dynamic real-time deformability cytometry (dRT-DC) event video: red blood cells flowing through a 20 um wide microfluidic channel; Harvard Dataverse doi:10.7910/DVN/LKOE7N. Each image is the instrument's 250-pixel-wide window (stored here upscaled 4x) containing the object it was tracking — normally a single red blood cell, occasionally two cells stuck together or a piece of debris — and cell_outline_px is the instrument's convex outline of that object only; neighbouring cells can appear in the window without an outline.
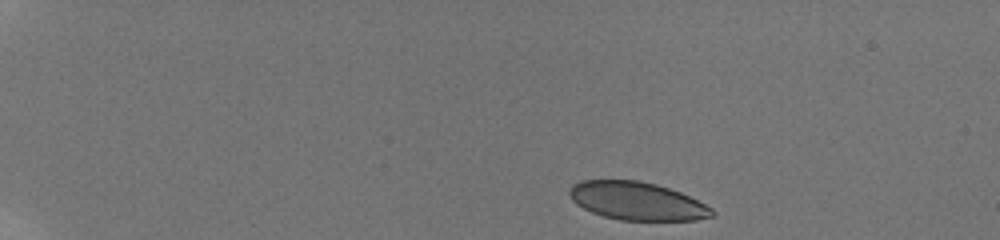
{"species": "human", "species_latin": "Homo sapiens", "temperature_condition": "room temperature", "stored_images_in_passage": 31, "camera_frame_rate_fps": 3000, "um_per_image_px": 0.085, "donor": {"sex": "male"}, "frame": {"image": 1, "passage_image": 1, "time_ms": 0.0, "image_size_px": [1000, 240], "cell_outline_px": [[716, 212], [712, 216], [696, 220], [620, 220], [604, 216], [592, 212], [576, 204], [572, 200], [568, 192], [568, 188], [572, 184], [580, 180], [636, 180], [656, 184], [680, 192], [712, 208]], "centroid_in_image_um": [54.11, 17.08], "position_along_channel_um": 30.9, "area_um2": 31.56}}
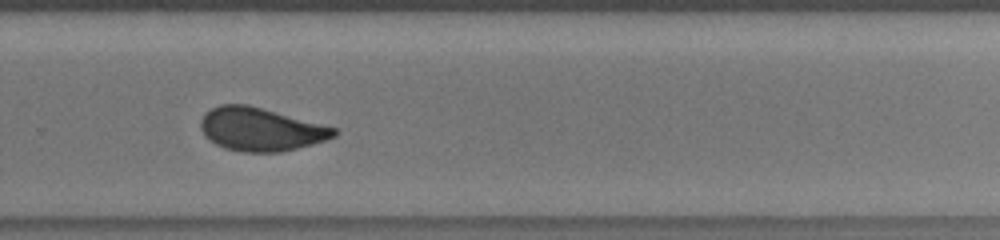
{"frame": {"image": 2, "passage_image": 22, "time_ms": 10.333, "image_size_px": [1000, 240], "cell_outline_px": [[336, 136], [312, 144], [280, 152], [240, 152], [224, 148], [216, 144], [204, 136], [200, 128], [200, 120], [204, 112], [220, 104], [248, 104], [336, 128]], "centroid_in_image_um": [22.1, 10.99], "position_along_channel_um": 307.7, "area_um2": 33.52}}
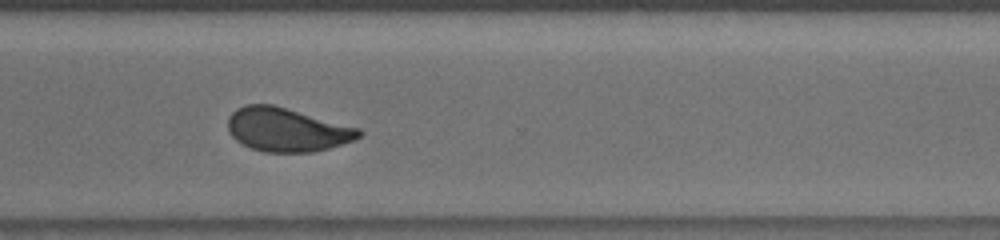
{"frame": {"image": 3, "passage_image": 24, "time_ms": 11.333, "image_size_px": [1000, 240], "cell_outline_px": [[364, 132], [356, 140], [328, 148], [312, 152], [264, 152], [240, 144], [228, 132], [228, 116], [236, 108], [244, 104], [272, 104], [360, 128]], "centroid_in_image_um": [24.37, 11.02], "position_along_channel_um": 346.2, "area_um2": 33.52}, "authors_computed_cell_mechanics": {"area_um2": 33.813, "velocity_mm_per_s": 3.8472, "shape_relaxation_time_tau1_ms": 5.3932, "shape_relaxation_time_tau2_ms": 0.7583, "deformation_change_tau1": 0.1315, "deformation_change_tau2": 0.0355}}